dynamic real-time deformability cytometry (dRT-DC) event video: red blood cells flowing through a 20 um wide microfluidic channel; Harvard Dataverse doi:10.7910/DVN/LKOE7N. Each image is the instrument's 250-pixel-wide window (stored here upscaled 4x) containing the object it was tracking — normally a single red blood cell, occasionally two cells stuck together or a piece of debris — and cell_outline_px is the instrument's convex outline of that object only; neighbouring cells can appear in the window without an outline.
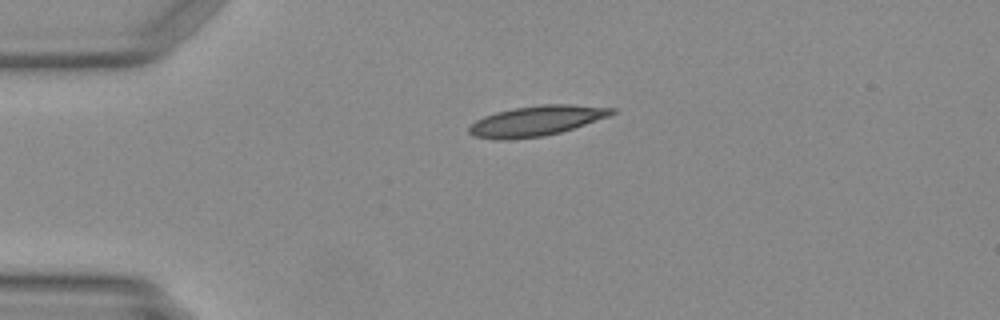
{"species": "Egyptian fruit bat (a non-hibernating species)", "species_latin": "Rousettus aegyptiacus", "temperature_condition": "warm", "stored_images_in_passage": 38, "camera_frame_rate_fps": 3000, "um_per_image_px": 0.085, "animal": {"sex": "female"}, "frame": {"image": 1, "passage_image": 1, "time_ms": 0.0, "image_size_px": [1000, 320], "cell_outline_px": [[616, 112], [608, 116], [560, 132], [544, 136], [504, 140], [496, 140], [472, 136], [468, 132], [468, 128], [476, 120], [484, 116], [496, 112], [512, 108], [540, 104], [568, 104], [616, 108]], "centroid_in_image_um": [45.54, 10.27], "position_along_channel_um": 39.5, "area_um2": 25.03}}
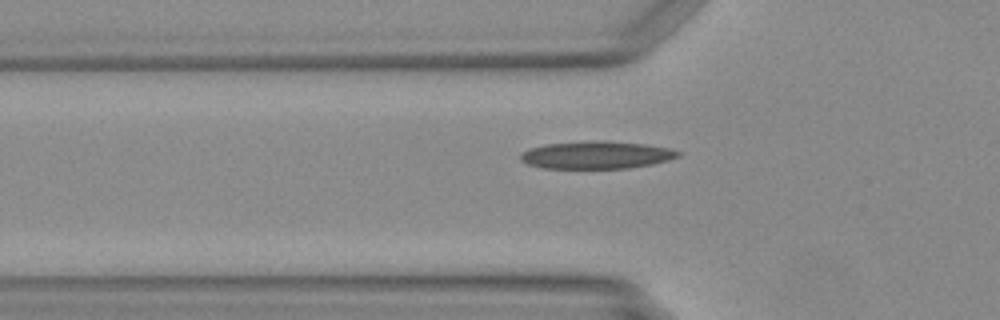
{"frame": {"image": 2, "passage_image": 6, "time_ms": 1.667, "image_size_px": [1000, 320], "cell_outline_px": [[684, 152], [680, 156], [668, 160], [652, 164], [628, 168], [544, 168], [528, 164], [520, 160], [520, 152], [528, 148], [548, 144], [592, 140], [604, 140], [644, 144], [668, 148]], "centroid_in_image_um": [50.7, 13.16], "position_along_channel_um": 75.1, "area_um2": 25.43}}
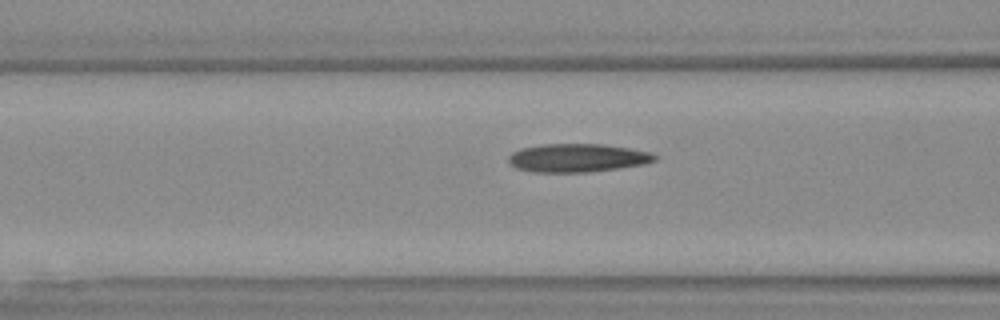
{"frame": {"image": 3, "passage_image": 9, "time_ms": 2.667, "image_size_px": [1000, 320], "cell_outline_px": [[656, 160], [644, 164], [588, 172], [532, 172], [516, 168], [508, 164], [508, 156], [512, 152], [520, 148], [540, 144], [604, 144], [652, 152], [656, 156]], "centroid_in_image_um": [49.03, 13.41], "position_along_channel_um": 117.6, "area_um2": 24.28}}